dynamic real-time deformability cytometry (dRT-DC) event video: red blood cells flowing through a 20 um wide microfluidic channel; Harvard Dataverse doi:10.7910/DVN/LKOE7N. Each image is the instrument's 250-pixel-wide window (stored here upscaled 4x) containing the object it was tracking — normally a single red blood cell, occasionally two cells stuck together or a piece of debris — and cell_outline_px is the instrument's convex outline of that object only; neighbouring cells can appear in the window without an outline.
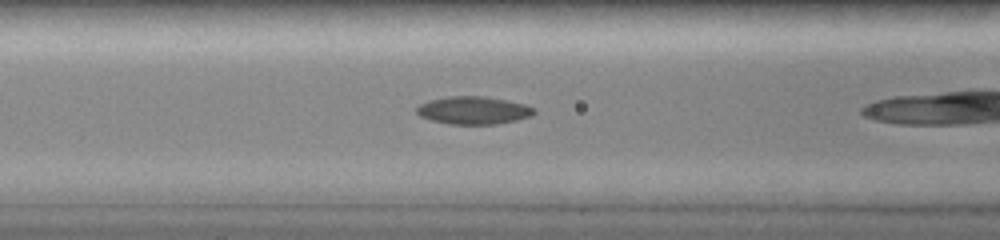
{"species": "common noctule bat (a hibernating species)", "species_latin": "Nyctalus noctula", "temperature_condition": "room temperature", "stored_images_in_passage": 34, "camera_frame_rate_fps": 3000, "um_per_image_px": 0.085, "animal": {"sex": "female", "body_mass_g": 19.0, "forearm_length_mm": 51.5}, "frame": {"image": 1, "passage_image": 10, "time_ms": 4.667, "image_size_px": [1000, 240], "cell_outline_px": [[536, 112], [532, 116], [516, 120], [496, 124], [452, 124], [432, 120], [420, 116], [416, 112], [416, 108], [420, 104], [428, 100], [452, 96], [484, 96], [524, 104], [532, 108]], "centroid_in_image_um": [40.23, 9.38], "position_along_channel_um": 126.4, "area_um2": 18.79}}
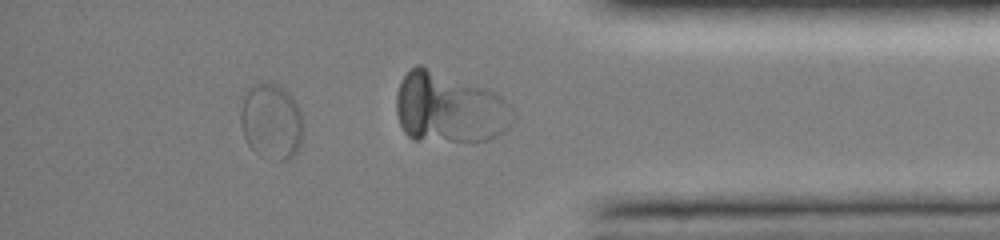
{"frame": {"image": 2, "passage_image": 29, "time_ms": 12.667, "image_size_px": [1000, 240], "cell_outline_px": [[304, 132], [300, 144], [296, 152], [288, 160], [280, 160], [260, 156], [248, 144], [244, 136], [240, 124], [240, 112], [244, 96], [248, 88], [252, 84], [276, 84], [288, 92], [296, 104], [300, 112], [304, 128]], "centroid_in_image_um": [23.06, 10.34], "position_along_channel_um": 412.1, "area_um2": 27.57}}